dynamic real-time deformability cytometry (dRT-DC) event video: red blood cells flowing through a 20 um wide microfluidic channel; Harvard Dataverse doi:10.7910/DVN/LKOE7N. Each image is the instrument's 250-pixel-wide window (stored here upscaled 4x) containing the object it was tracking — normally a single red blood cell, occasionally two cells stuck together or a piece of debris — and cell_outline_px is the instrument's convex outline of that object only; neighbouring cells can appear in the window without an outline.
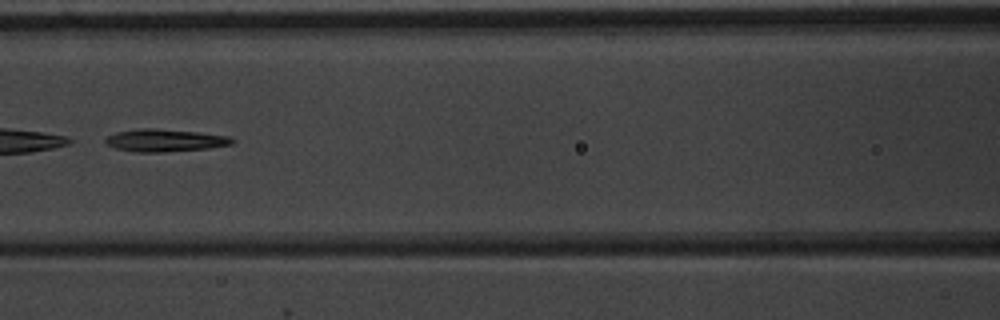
{"species": "common noctule bat (a hibernating species)", "species_latin": "Nyctalus noctula", "temperature_condition": "warm", "stored_images_in_passage": 6, "camera_frame_rate_fps": 3000, "um_per_image_px": 0.085, "animal": {"sex": "male", "body_mass_g": 20.1, "forearm_length_mm": 53.5}, "frame": {"image": 1, "passage_image": 6, "time_ms": 6.667, "image_size_px": [1000, 320], "cell_outline_px": [[236, 140], [232, 144], [208, 148], [160, 152], [132, 152], [116, 148], [108, 144], [104, 140], [108, 136], [116, 132], [140, 128], [156, 128], [200, 132], [228, 136]], "centroid_in_image_um": [14.02, 11.92], "position_along_channel_um": 152.6, "area_um2": 16.59}}